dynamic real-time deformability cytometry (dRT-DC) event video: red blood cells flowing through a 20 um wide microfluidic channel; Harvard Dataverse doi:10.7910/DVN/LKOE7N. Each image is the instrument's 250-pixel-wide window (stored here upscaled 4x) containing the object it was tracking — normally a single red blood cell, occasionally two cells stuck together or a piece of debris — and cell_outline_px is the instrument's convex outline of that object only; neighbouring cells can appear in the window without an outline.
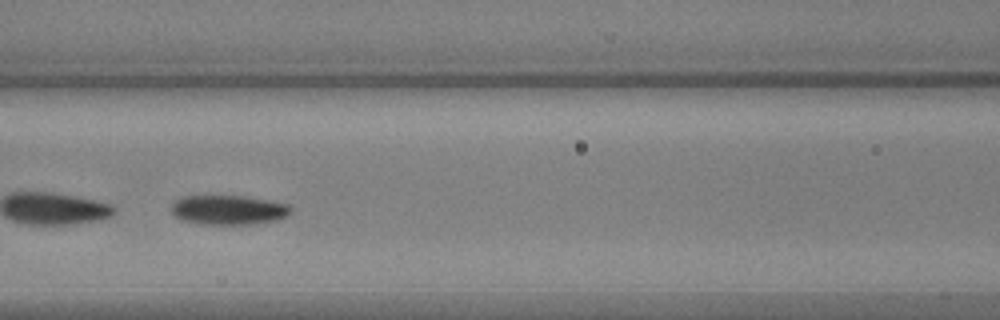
{"species": "common noctule bat (a hibernating species)", "species_latin": "Nyctalus noctula", "temperature_condition": "warm", "stored_images_in_passage": 41, "segment_of_instrument_passage": [2, 2], "camera_frame_rate_fps": 3000, "um_per_image_px": 0.085, "animal": {"sex": "male", "body_mass_g": 17.9, "forearm_length_mm": 54.2}, "frame": {"image": 1, "passage_image": 12, "time_ms": 3.667, "image_size_px": [1000, 320], "cell_outline_px": [[292, 208], [288, 216], [276, 220], [256, 224], [200, 224], [180, 220], [172, 216], [172, 204], [176, 200], [184, 196], [244, 196], [268, 200], [288, 204]], "centroid_in_image_um": [19.41, 17.85], "position_along_channel_um": 147.2, "area_um2": 20.69}}
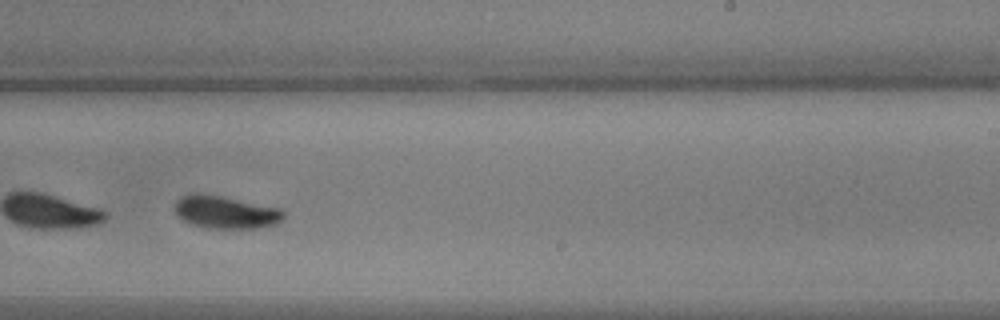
{"frame": {"image": 2, "passage_image": 22, "time_ms": 7.0, "image_size_px": [1000, 320], "cell_outline_px": [[284, 216], [276, 224], [264, 228], [204, 228], [192, 224], [184, 220], [176, 212], [176, 200], [180, 196], [188, 192], [200, 192], [280, 208], [284, 212]], "centroid_in_image_um": [19.16, 18.02], "position_along_channel_um": 269.8, "area_um2": 20.81}}
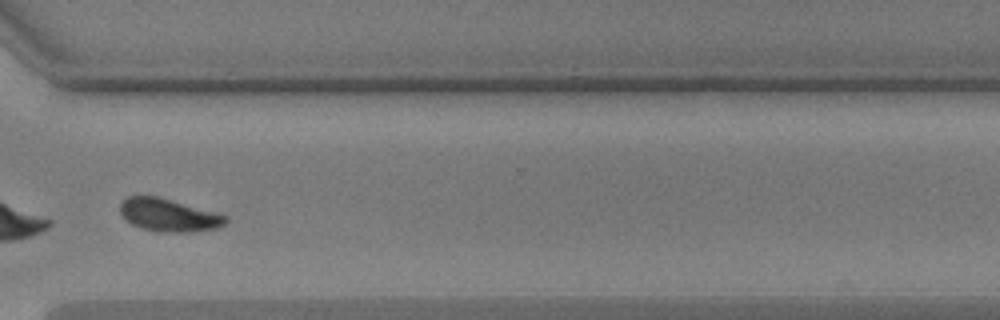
{"frame": {"image": 3, "passage_image": 29, "time_ms": 9.333, "image_size_px": [1000, 320], "cell_outline_px": [[228, 220], [224, 224], [216, 228], [188, 232], [160, 232], [140, 228], [132, 224], [120, 212], [120, 204], [128, 196], [156, 196], [172, 200], [216, 212], [228, 216]], "centroid_in_image_um": [14.35, 18.28], "position_along_channel_um": 356.2, "area_um2": 20.0}}